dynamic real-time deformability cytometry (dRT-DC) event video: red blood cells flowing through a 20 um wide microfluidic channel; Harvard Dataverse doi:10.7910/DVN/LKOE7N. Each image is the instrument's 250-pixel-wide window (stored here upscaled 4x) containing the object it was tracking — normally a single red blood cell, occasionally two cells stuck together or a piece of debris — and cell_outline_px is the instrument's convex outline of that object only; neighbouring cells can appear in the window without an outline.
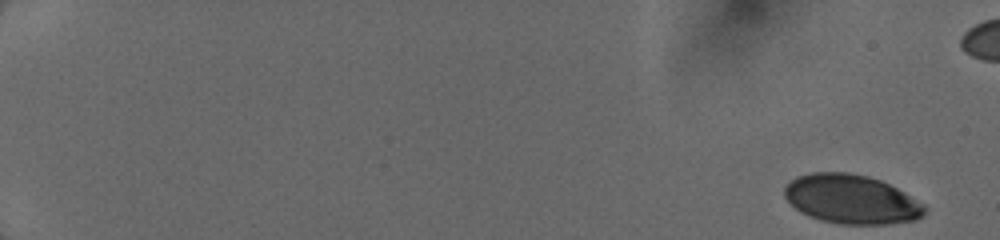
{"species": "human", "species_latin": "Homo sapiens", "temperature_condition": "cold", "stored_images_in_passage": 17, "camera_frame_rate_fps": 3000, "um_per_image_px": 0.085, "donor": {"sex": "female"}, "frame": {"image": 1, "passage_image": 1, "time_ms": 0.0, "image_size_px": [1000, 240], "cell_outline_px": [[928, 208], [924, 216], [916, 220], [892, 224], [840, 224], [820, 220], [808, 216], [800, 212], [784, 196], [784, 188], [796, 176], [812, 172], [848, 172], [868, 176], [880, 180], [904, 192], [924, 204]], "centroid_in_image_um": [72.39, 16.94], "position_along_channel_um": 12.6, "area_um2": 40.29}}
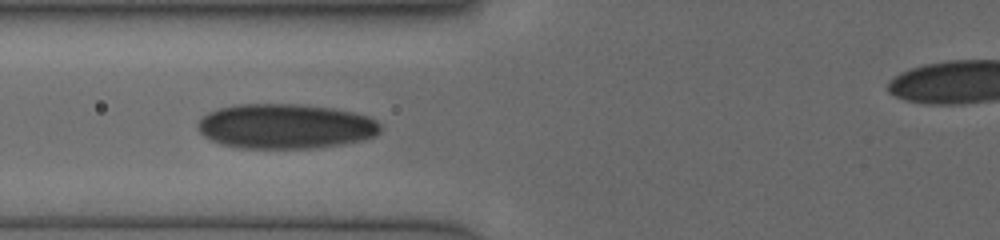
{"frame": {"image": 2, "passage_image": 13, "time_ms": 7.0, "image_size_px": [1000, 240], "cell_outline_px": [[380, 132], [376, 136], [364, 140], [340, 144], [312, 148], [240, 148], [220, 144], [204, 136], [196, 128], [200, 120], [208, 112], [220, 108], [240, 104], [292, 104], [332, 108], [352, 112], [368, 116], [376, 120], [380, 124]], "centroid_in_image_um": [24.27, 10.74], "position_along_channel_um": 101.5, "area_um2": 47.63}}
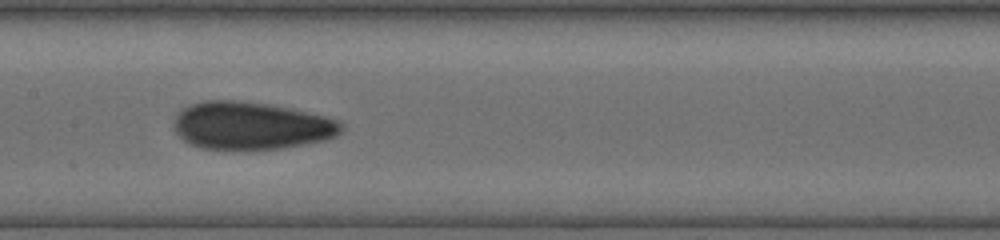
{"frame": {"image": 3, "passage_image": 16, "time_ms": 9.0, "image_size_px": [1000, 240], "cell_outline_px": [[344, 128], [336, 136], [328, 140], [284, 148], [200, 148], [188, 144], [172, 128], [172, 124], [176, 116], [184, 108], [192, 104], [204, 100], [240, 100], [268, 104], [292, 108], [340, 120], [344, 124]], "centroid_in_image_um": [21.37, 10.67], "position_along_channel_um": 186.0, "area_um2": 46.59}}